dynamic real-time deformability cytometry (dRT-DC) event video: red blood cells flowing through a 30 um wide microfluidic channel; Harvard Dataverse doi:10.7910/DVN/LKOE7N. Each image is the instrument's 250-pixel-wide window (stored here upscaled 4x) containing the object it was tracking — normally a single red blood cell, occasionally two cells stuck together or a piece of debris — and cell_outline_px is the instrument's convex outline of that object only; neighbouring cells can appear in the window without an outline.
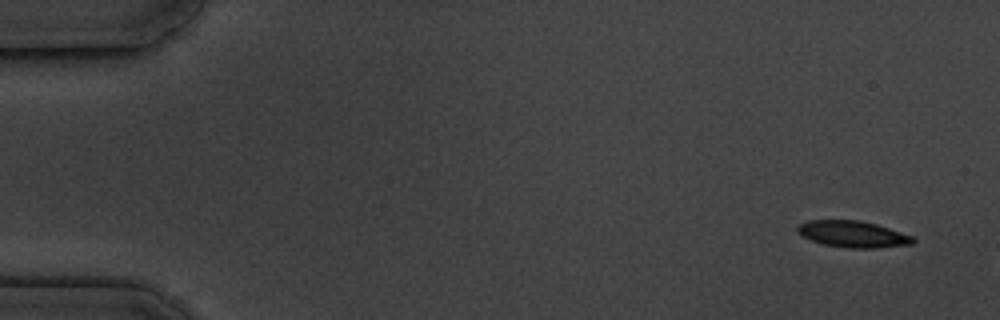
{"species": "common noctule bat (a hibernating species)", "species_latin": "Nyctalus noctula", "temperature_condition": "cold", "stored_images_in_passage": 3, "camera_frame_rate_fps": 3000, "um_per_image_px": 0.085, "animal": {"sex": "male", "body_mass_g": 19.5, "forearm_length_mm": 54.6}, "frame": {"image": 1, "passage_image": 1, "time_ms": 0.0, "image_size_px": [1000, 320], "cell_outline_px": [[916, 240], [912, 244], [880, 248], [848, 248], [824, 244], [812, 240], [796, 232], [796, 228], [800, 224], [808, 220], [860, 220], [876, 224], [912, 236]], "centroid_in_image_um": [72.5, 19.9], "position_along_channel_um": 12.5, "area_um2": 17.74}}